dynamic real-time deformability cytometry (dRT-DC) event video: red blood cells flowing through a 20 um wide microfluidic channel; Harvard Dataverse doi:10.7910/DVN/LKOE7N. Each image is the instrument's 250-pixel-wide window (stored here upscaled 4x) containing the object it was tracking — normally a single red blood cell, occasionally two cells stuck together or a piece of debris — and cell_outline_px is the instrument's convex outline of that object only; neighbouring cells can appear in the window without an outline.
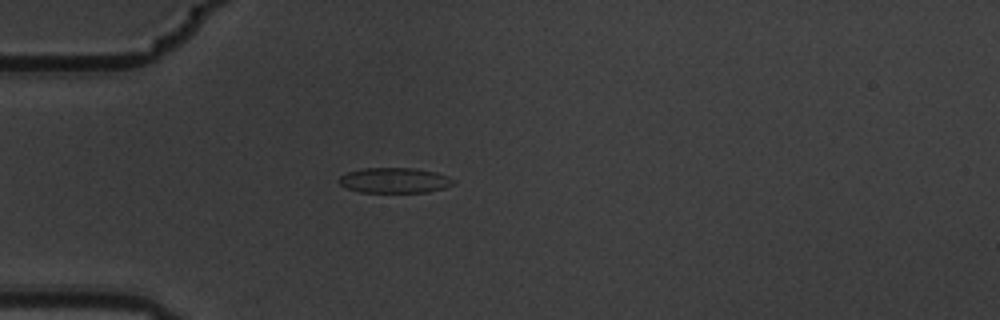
{"species": "common noctule bat (a hibernating species)", "species_latin": "Nyctalus noctula", "temperature_condition": "warm", "stored_images_in_passage": 5, "camera_frame_rate_fps": 3000, "um_per_image_px": 0.085, "animal": {"sex": "male", "body_mass_g": 19.5, "forearm_length_mm": 54.6}, "frame": {"image": 1, "passage_image": 5, "time_ms": 1.333, "image_size_px": [1000, 320], "cell_outline_px": [[456, 180], [452, 184], [444, 188], [428, 192], [360, 192], [348, 188], [340, 184], [336, 180], [340, 176], [348, 172], [364, 168], [412, 168], [436, 172], [448, 176]], "centroid_in_image_um": [33.53, 15.33], "position_along_channel_um": 51.5, "area_um2": 16.82}}